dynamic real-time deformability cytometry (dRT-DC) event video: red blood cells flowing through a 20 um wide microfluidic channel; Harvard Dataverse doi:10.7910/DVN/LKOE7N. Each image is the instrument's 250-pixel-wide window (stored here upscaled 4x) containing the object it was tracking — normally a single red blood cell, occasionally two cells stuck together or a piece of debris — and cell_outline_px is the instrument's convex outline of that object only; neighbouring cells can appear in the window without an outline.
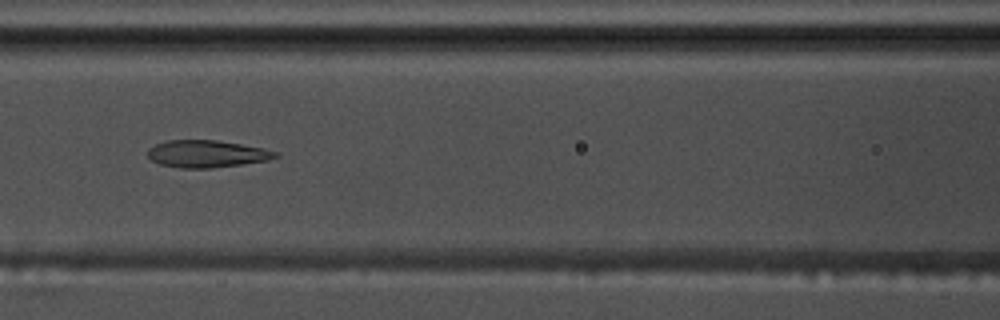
{"species": "common noctule bat (a hibernating species)", "species_latin": "Nyctalus noctula", "temperature_condition": "warm", "stored_images_in_passage": 55, "segment_of_instrument_passage": [1, 2], "camera_frame_rate_fps": 3000, "um_per_image_px": 0.085, "animal": {"sex": "male", "body_mass_g": 17.5, "forearm_length_mm": 52.3}, "frame": {"image": 1, "passage_image": 23, "time_ms": 7.333, "image_size_px": [1000, 320], "cell_outline_px": [[280, 156], [268, 160], [244, 164], [212, 168], [180, 168], [160, 164], [152, 160], [148, 156], [148, 148], [156, 144], [168, 140], [216, 140], [240, 144], [280, 152]], "centroid_in_image_um": [17.59, 13.08], "position_along_channel_um": 149.0, "area_um2": 20.23}}
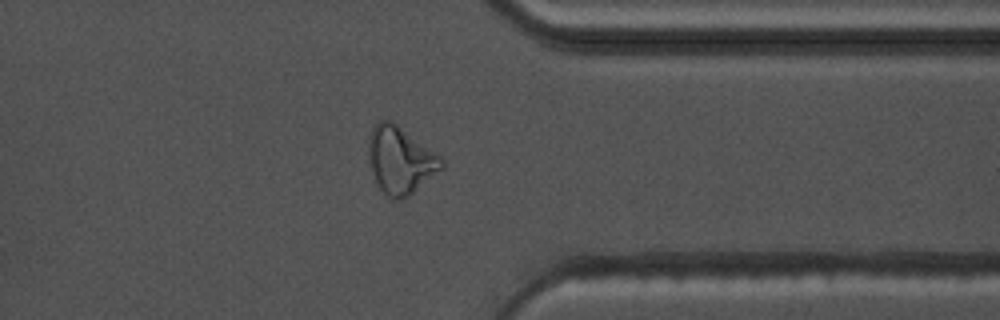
{"frame": {"image": 2, "passage_image": 42, "time_ms": 13.667, "image_size_px": [1000, 320], "cell_outline_px": [[444, 168], [408, 196], [400, 200], [392, 200], [380, 188], [376, 180], [372, 168], [368, 152], [368, 140], [372, 128], [380, 120], [392, 120], [440, 156], [444, 160]], "centroid_in_image_um": [34.04, 13.61], "position_along_channel_um": 377.4, "area_um2": 28.26}}
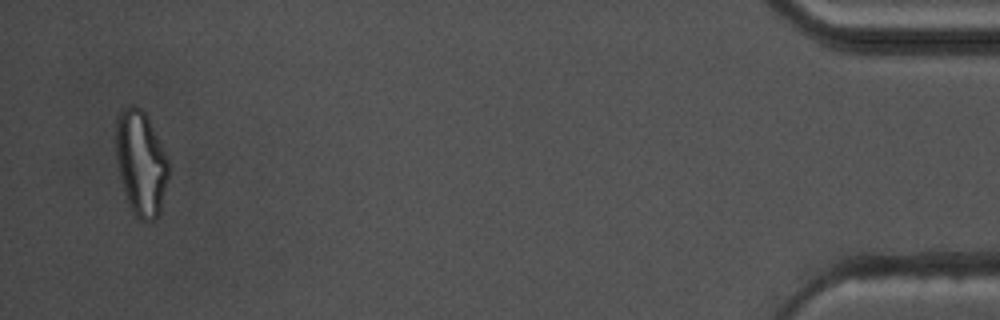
{"frame": {"image": 3, "passage_image": 52, "time_ms": 17.0, "image_size_px": [1000, 320], "cell_outline_px": [[168, 176], [160, 212], [156, 220], [140, 220], [132, 212], [120, 176], [116, 160], [116, 116], [124, 108], [132, 104], [140, 108], [148, 116], [168, 160]], "centroid_in_image_um": [11.97, 13.83], "position_along_channel_um": 423.2, "area_um2": 31.91}}